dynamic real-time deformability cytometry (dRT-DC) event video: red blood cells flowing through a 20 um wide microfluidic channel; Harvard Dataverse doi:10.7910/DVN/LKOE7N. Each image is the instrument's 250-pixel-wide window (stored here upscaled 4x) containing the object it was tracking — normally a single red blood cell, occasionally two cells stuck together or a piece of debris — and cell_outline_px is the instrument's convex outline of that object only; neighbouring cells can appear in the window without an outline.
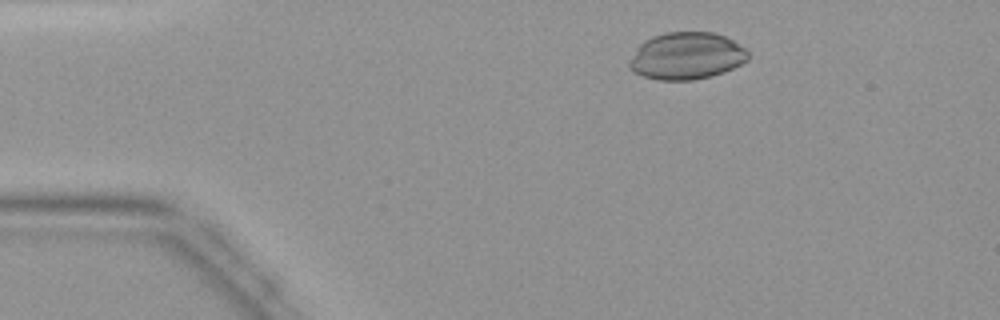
{"species": "common noctule bat (a hibernating species)", "species_latin": "Nyctalus noctula", "temperature_condition": "warm", "stored_images_in_passage": 44, "camera_frame_rate_fps": 3000, "um_per_image_px": 0.085, "animal": {"sex": "female", "body_mass_g": 19.9}, "frame": {"image": 1, "passage_image": 7, "time_ms": 2.0, "image_size_px": [1000, 320], "cell_outline_px": [[748, 60], [724, 72], [712, 76], [692, 80], [660, 80], [644, 76], [628, 68], [628, 60], [640, 44], [644, 40], [652, 36], [664, 32], [712, 32], [724, 36], [732, 40], [744, 48], [748, 52]], "centroid_in_image_um": [58.33, 4.75], "position_along_channel_um": 26.7, "area_um2": 32.6}}
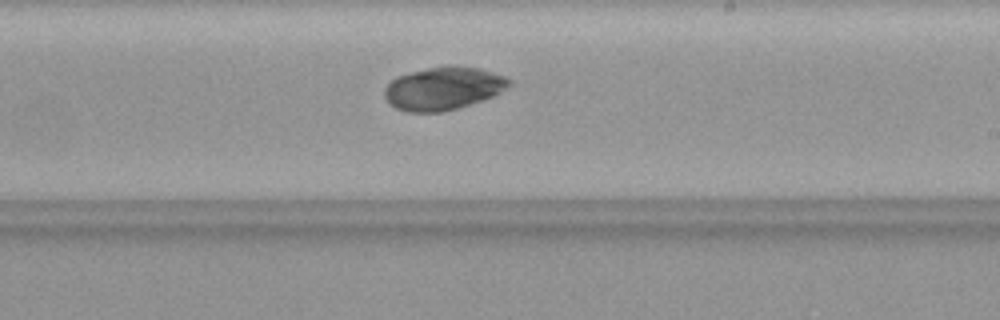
{"frame": {"image": 2, "passage_image": 26, "time_ms": 8.333, "image_size_px": [1000, 320], "cell_outline_px": [[512, 84], [496, 96], [456, 108], [440, 112], [408, 112], [396, 108], [388, 104], [384, 96], [384, 88], [396, 76], [444, 64], [452, 64], [480, 68], [504, 76], [512, 80]], "centroid_in_image_um": [37.7, 7.5], "position_along_channel_um": 251.3, "area_um2": 31.62}}
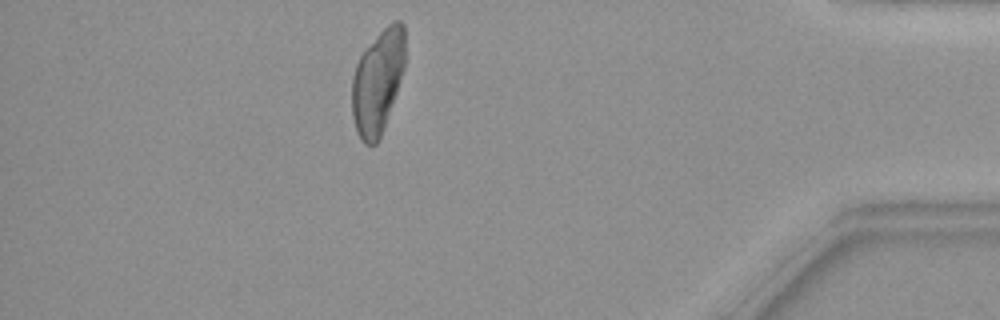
{"frame": {"image": 3, "passage_image": 39, "time_ms": 12.667, "image_size_px": [1000, 320], "cell_outline_px": [[404, 68], [396, 92], [380, 136], [376, 144], [364, 144], [360, 140], [352, 116], [352, 76], [356, 64], [360, 56], [380, 32], [392, 20], [400, 20], [404, 24]], "centroid_in_image_um": [32.09, 6.92], "position_along_channel_um": 403.1, "area_um2": 31.67}}